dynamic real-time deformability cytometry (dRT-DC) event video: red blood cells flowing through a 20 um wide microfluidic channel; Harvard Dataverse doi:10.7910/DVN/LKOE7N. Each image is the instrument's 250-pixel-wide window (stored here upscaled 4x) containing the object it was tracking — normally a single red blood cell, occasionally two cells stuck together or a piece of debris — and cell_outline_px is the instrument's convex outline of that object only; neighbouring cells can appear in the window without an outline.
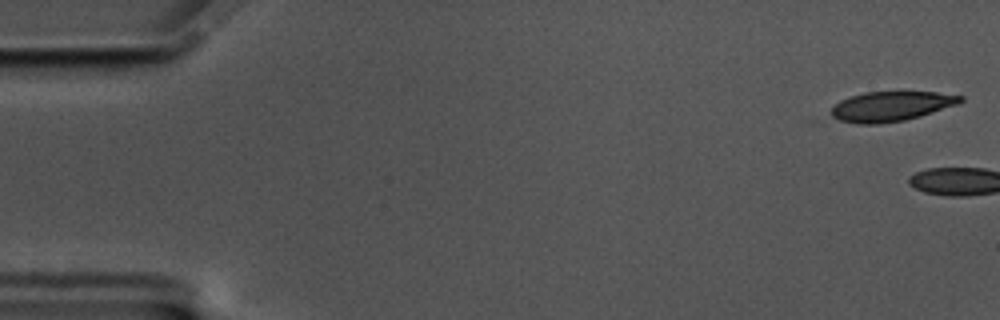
{"species": "common noctule bat (a hibernating species)", "species_latin": "Nyctalus noctula", "temperature_condition": "cold", "stored_images_in_passage": 3, "camera_frame_rate_fps": 3000, "um_per_image_px": 0.085, "animal": {"sex": "male", "body_mass_g": 17.5, "forearm_length_mm": 52.3}, "frame": {"image": 1, "passage_image": 1, "time_ms": 0.0, "image_size_px": [1000, 320], "cell_outline_px": [[964, 100], [960, 104], [920, 116], [904, 120], [880, 124], [856, 124], [840, 120], [832, 116], [832, 108], [840, 100], [864, 92], [936, 92], [964, 96]], "centroid_in_image_um": [75.79, 9.04], "position_along_channel_um": 9.2, "area_um2": 22.43}}